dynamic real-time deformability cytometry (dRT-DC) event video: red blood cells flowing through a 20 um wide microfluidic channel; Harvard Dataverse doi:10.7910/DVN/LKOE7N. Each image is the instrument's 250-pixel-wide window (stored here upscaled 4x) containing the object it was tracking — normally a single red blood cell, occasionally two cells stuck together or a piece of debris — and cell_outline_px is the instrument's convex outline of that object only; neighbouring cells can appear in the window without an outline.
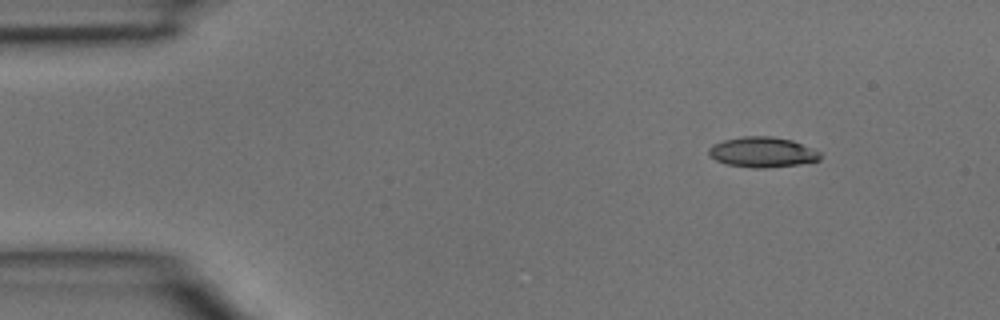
{"species": "common noctule bat (a hibernating species)", "species_latin": "Nyctalus noctula", "temperature_condition": "room temperature", "stored_images_in_passage": 3, "camera_frame_rate_fps": 3000, "um_per_image_px": 0.085, "animal": {"sex": "male", "body_mass_g": 15.6}, "frame": {"image": 1, "passage_image": 1, "time_ms": 0.0, "image_size_px": [1000, 320], "cell_outline_px": [[820, 160], [800, 164], [764, 168], [752, 168], [724, 164], [708, 156], [708, 148], [712, 144], [724, 140], [744, 136], [772, 136], [792, 140], [820, 152]], "centroid_in_image_um": [64.76, 12.94], "position_along_channel_um": 20.2, "area_um2": 19.77}}
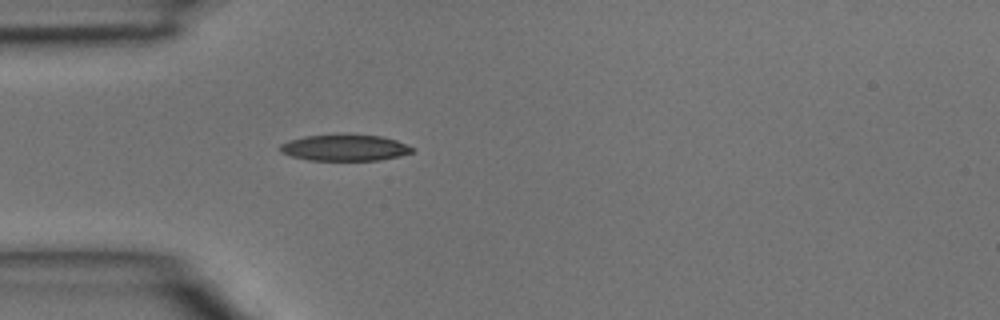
{"frame": {"image": 2, "passage_image": 3, "time_ms": 0.667, "image_size_px": [1000, 320], "cell_outline_px": [[416, 148], [412, 152], [400, 156], [380, 160], [308, 160], [292, 156], [280, 152], [280, 144], [288, 140], [304, 136], [380, 136], [396, 140]], "centroid_in_image_um": [29.31, 12.58], "position_along_channel_um": 55.7, "area_um2": 19.77}}